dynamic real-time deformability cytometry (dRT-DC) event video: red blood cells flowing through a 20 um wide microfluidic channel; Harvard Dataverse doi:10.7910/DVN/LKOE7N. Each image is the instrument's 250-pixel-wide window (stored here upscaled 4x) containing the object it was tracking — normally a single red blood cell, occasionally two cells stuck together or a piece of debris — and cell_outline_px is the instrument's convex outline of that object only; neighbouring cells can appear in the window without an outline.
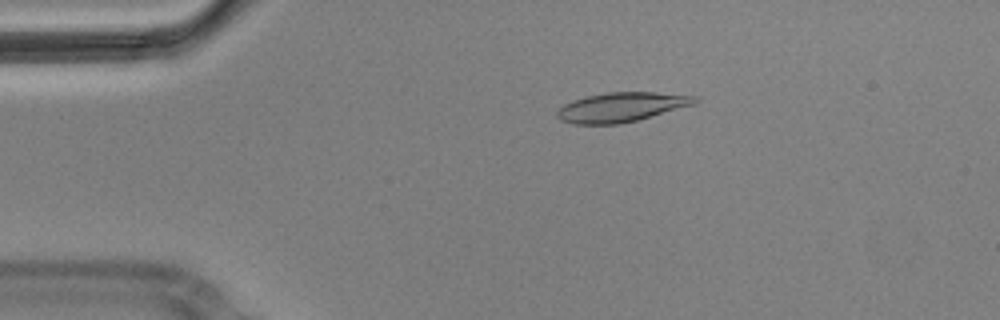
{"species": "Egyptian fruit bat (a non-hibernating species)", "species_latin": "Rousettus aegyptiacus", "temperature_condition": "cold", "stored_images_in_passage": 9, "camera_frame_rate_fps": 3000, "um_per_image_px": 0.085, "animal": {"sex": "male"}, "frame": {"image": 1, "passage_image": 3, "time_ms": 0.667, "image_size_px": [1000, 320], "cell_outline_px": [[700, 100], [696, 104], [636, 120], [620, 124], [572, 124], [560, 120], [556, 116], [556, 112], [564, 104], [588, 96], [608, 92], [656, 92], [700, 96]], "centroid_in_image_um": [52.87, 9.1], "position_along_channel_um": 32.1, "area_um2": 23.64}}